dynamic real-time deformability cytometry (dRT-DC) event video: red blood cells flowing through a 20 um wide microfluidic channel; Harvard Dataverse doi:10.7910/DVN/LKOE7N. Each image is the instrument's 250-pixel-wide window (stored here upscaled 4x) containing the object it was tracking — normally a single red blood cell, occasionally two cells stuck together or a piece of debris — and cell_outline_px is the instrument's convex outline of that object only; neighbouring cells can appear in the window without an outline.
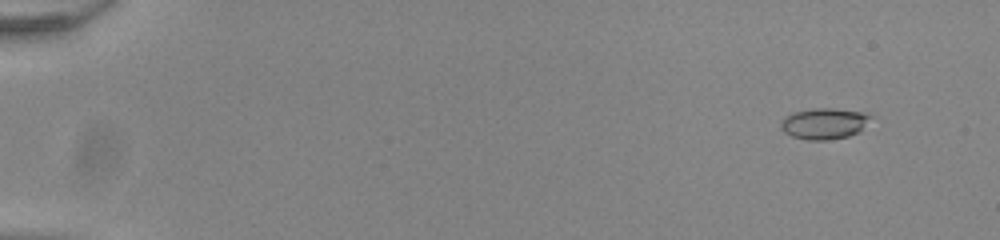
{"species": "common noctule bat (a hibernating species)", "species_latin": "Nyctalus noctula", "temperature_condition": "room temperature", "stored_images_in_passage": 56, "camera_frame_rate_fps": 3000, "um_per_image_px": 0.085, "animal": {"sex": "male", "body_mass_g": 20.0, "forearm_length_mm": 53.3}, "frame": {"image": 1, "passage_image": 6, "time_ms": 1.667, "image_size_px": [1000, 240], "cell_outline_px": [[872, 116], [860, 132], [848, 136], [828, 140], [808, 140], [792, 136], [784, 132], [780, 128], [780, 124], [792, 112], [812, 108], [832, 108], [864, 112]], "centroid_in_image_um": [70.07, 10.5], "position_along_channel_um": 14.9, "area_um2": 16.24}}
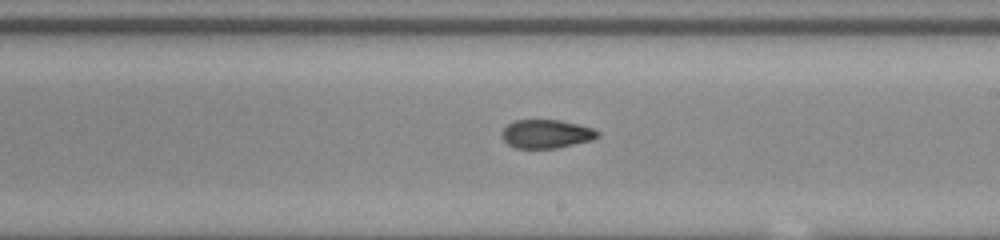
{"frame": {"image": 2, "passage_image": 35, "time_ms": 11.333, "image_size_px": [1000, 240], "cell_outline_px": [[600, 136], [592, 140], [556, 148], [516, 148], [508, 144], [500, 136], [504, 128], [508, 124], [516, 120], [560, 120], [592, 128], [600, 132]], "centroid_in_image_um": [46.44, 11.38], "position_along_channel_um": 242.6, "area_um2": 15.9}}
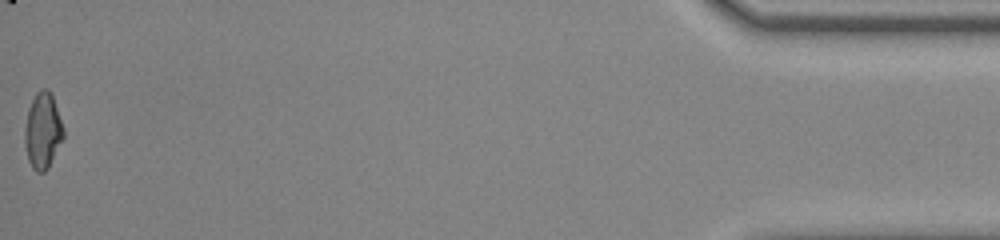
{"frame": {"image": 3, "passage_image": 56, "time_ms": 18.333, "image_size_px": [1000, 240], "cell_outline_px": [[64, 136], [48, 168], [44, 172], [36, 172], [32, 168], [28, 160], [24, 144], [24, 128], [28, 108], [36, 92], [40, 88], [48, 88], [52, 96], [64, 128]], "centroid_in_image_um": [3.61, 11.11], "position_along_channel_um": 431.6, "area_um2": 17.22}, "authors_computed_cell_mechanics": {"area_um2": 16.3285, "velocity_mm_per_s": 3.9192, "shape_relaxation_time_tau1_ms": null, "shape_relaxation_time_tau2_ms": 1.286, "deformation_change_tau1": null, "deformation_change_tau2": 0.0648}}